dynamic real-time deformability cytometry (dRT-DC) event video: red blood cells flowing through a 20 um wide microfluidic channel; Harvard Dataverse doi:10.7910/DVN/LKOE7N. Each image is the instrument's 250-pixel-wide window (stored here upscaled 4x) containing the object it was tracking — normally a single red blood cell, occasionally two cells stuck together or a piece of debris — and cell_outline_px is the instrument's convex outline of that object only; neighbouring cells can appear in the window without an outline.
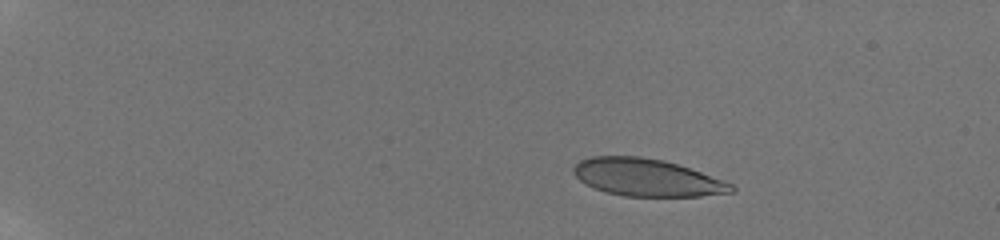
{"species": "human", "species_latin": "Homo sapiens", "temperature_condition": "room temperature", "stored_images_in_passage": 46, "camera_frame_rate_fps": 3000, "um_per_image_px": 0.085, "donor": {"sex": "male"}, "frame": {"image": 1, "passage_image": 1, "time_ms": 0.0, "image_size_px": [1000, 240], "cell_outline_px": [[736, 192], [700, 196], [624, 196], [608, 192], [584, 184], [572, 172], [572, 168], [580, 160], [592, 156], [640, 156], [664, 160], [724, 180], [732, 184], [736, 188]], "centroid_in_image_um": [54.99, 15.09], "position_along_channel_um": 30.0, "area_um2": 34.28}}
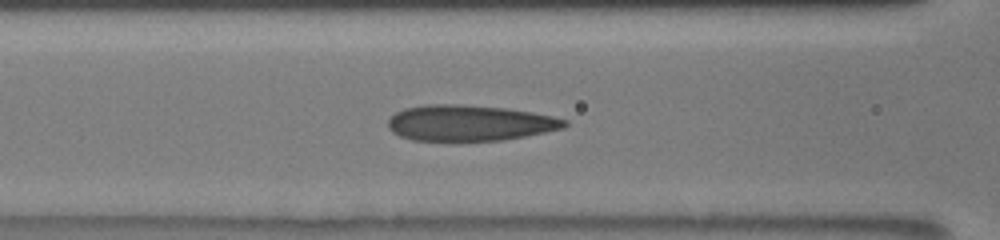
{"frame": {"image": 2, "passage_image": 18, "time_ms": 5.667, "image_size_px": [1000, 240], "cell_outline_px": [[568, 124], [564, 128], [504, 140], [412, 140], [400, 136], [392, 132], [388, 128], [388, 120], [396, 112], [404, 108], [424, 104], [460, 104], [504, 108], [552, 116], [568, 120]], "centroid_in_image_um": [39.88, 10.44], "position_along_channel_um": 126.7, "area_um2": 36.65}}
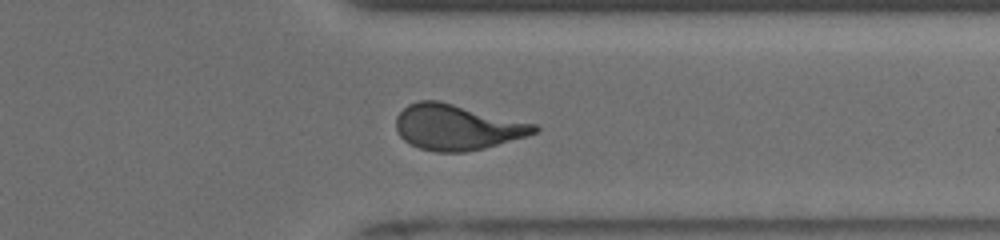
{"frame": {"image": 3, "passage_image": 37, "time_ms": 12.0, "image_size_px": [1000, 240], "cell_outline_px": [[540, 128], [536, 132], [528, 136], [484, 148], [464, 152], [436, 152], [420, 148], [404, 140], [400, 136], [396, 128], [396, 116], [408, 104], [420, 100], [440, 100], [536, 124]], "centroid_in_image_um": [38.85, 10.8], "position_along_channel_um": 372.6, "area_um2": 36.7}, "authors_computed_cell_mechanics": {"area_um2": 36.3562, "velocity_mm_per_s": 3.8886, "shape_relaxation_time_tau1_ms": 6.2722, "shape_relaxation_time_tau2_ms": 0.9299, "deformation_change_tau1": 0.2022, "deformation_change_tau2": 0.0757}}